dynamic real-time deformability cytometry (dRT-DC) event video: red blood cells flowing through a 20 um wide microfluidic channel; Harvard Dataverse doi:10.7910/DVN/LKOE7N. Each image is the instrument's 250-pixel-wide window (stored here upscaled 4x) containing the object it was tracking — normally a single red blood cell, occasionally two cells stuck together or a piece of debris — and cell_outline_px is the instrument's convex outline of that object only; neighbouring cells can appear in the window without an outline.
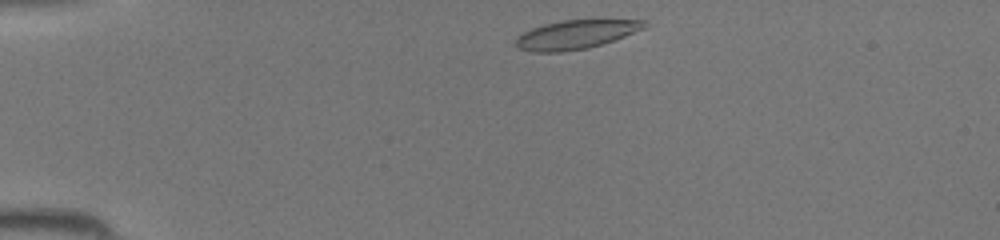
{"species": "common noctule bat (a hibernating species)", "species_latin": "Nyctalus noctula", "temperature_condition": "room temperature", "stored_images_in_passage": 6, "camera_frame_rate_fps": 3000, "um_per_image_px": 0.085, "animal": {"sex": "female", "body_mass_g": 19.5, "forearm_length_mm": 54.1}, "frame": {"image": 1, "passage_image": 1, "time_ms": 0.0, "image_size_px": [1000, 240], "cell_outline_px": [[648, 20], [644, 28], [624, 36], [588, 48], [560, 52], [532, 52], [520, 48], [516, 44], [516, 40], [524, 32], [532, 28], [544, 24], [560, 20], [600, 16]], "centroid_in_image_um": [49.06, 2.85], "position_along_channel_um": 35.9, "area_um2": 22.48}}